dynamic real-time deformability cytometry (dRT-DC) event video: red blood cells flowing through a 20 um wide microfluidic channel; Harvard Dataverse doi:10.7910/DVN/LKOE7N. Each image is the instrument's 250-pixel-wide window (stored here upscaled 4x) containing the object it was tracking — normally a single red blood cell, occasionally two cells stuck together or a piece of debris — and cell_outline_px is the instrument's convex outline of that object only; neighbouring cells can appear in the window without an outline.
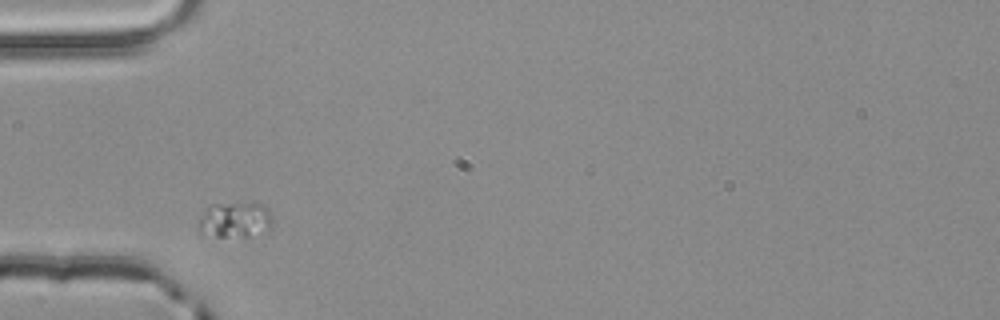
{"species": "common noctule bat (a hibernating species)", "species_latin": "Nyctalus noctula", "temperature_condition": "room temperature", "stored_images_in_passage": 2, "camera_frame_rate_fps": 3000, "um_per_image_px": 0.085, "animal": {"sex": "male", "body_mass_g": 20.4}, "frame": {"image": 1, "passage_image": 1, "time_ms": 0.0, "image_size_px": [1000, 320], "cell_outline_px": [[272, 228], [268, 232], [248, 236], [216, 236], [200, 232], [196, 224], [204, 208], [212, 204], [252, 200], [264, 204], [268, 208], [272, 216]], "centroid_in_image_um": [20.02, 18.63], "position_along_channel_um": 65.0, "area_um2": 16.3}}